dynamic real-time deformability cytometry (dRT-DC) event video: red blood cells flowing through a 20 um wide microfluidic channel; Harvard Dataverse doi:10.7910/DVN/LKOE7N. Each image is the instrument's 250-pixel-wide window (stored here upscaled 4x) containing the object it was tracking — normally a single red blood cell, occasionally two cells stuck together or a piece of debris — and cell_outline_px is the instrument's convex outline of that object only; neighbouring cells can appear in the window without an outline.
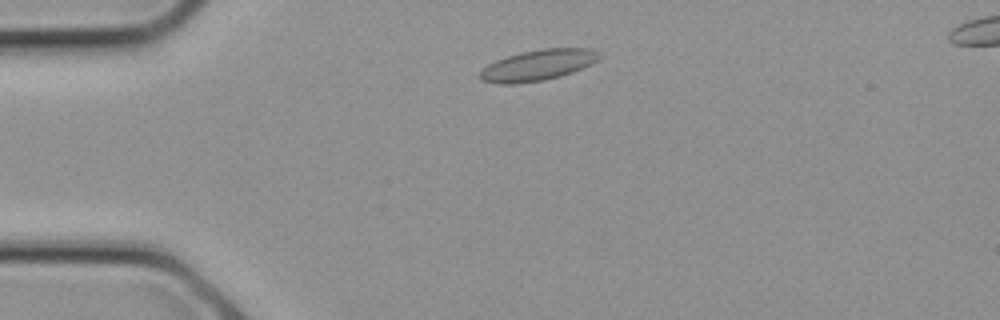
{"species": "common noctule bat (a hibernating species)", "species_latin": "Nyctalus noctula", "temperature_condition": "cold", "stored_images_in_passage": 8, "camera_frame_rate_fps": 3000, "um_per_image_px": 0.085, "animal": {"sex": "female", "body_mass_g": 21.9}, "frame": {"image": 1, "passage_image": 3, "time_ms": 0.667, "image_size_px": [1000, 320], "cell_outline_px": [[604, 56], [572, 72], [560, 76], [544, 80], [516, 84], [500, 84], [480, 80], [480, 72], [488, 64], [496, 60], [520, 52], [540, 48], [588, 48], [600, 52]], "centroid_in_image_um": [45.71, 5.53], "position_along_channel_um": 39.3, "area_um2": 21.39}}
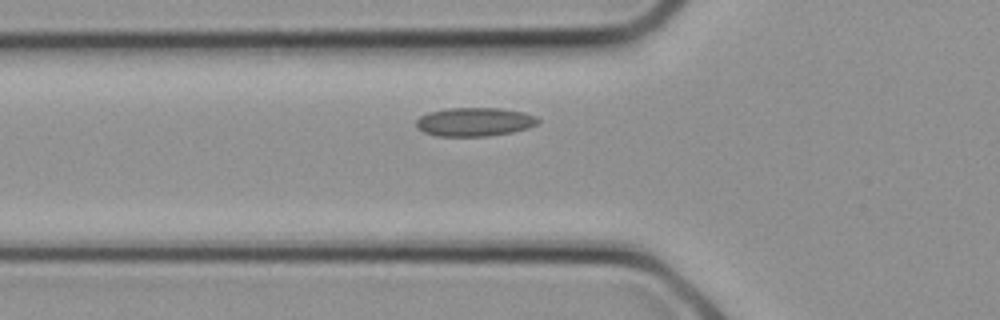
{"frame": {"image": 2, "passage_image": 6, "time_ms": 1.667, "image_size_px": [1000, 320], "cell_outline_px": [[540, 120], [536, 124], [528, 128], [512, 132], [488, 136], [436, 136], [424, 132], [416, 128], [416, 120], [420, 116], [428, 112], [448, 108], [500, 108], [524, 112], [536, 116]], "centroid_in_image_um": [40.32, 10.36], "position_along_channel_um": 85.5, "area_um2": 20.46}}
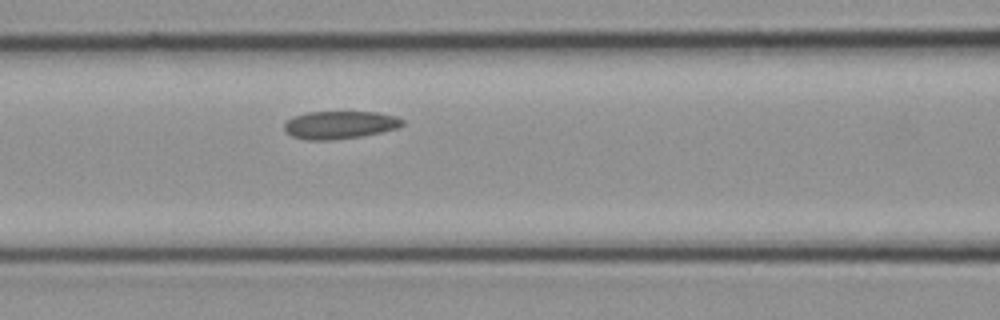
{"frame": {"image": 3, "passage_image": 8, "time_ms": 2.333, "image_size_px": [1000, 320], "cell_outline_px": [[404, 124], [400, 128], [360, 136], [332, 140], [308, 140], [292, 136], [284, 128], [284, 124], [292, 116], [308, 112], [376, 112], [396, 116], [404, 120]], "centroid_in_image_um": [28.9, 10.61], "position_along_channel_um": 137.7, "area_um2": 19.13}}